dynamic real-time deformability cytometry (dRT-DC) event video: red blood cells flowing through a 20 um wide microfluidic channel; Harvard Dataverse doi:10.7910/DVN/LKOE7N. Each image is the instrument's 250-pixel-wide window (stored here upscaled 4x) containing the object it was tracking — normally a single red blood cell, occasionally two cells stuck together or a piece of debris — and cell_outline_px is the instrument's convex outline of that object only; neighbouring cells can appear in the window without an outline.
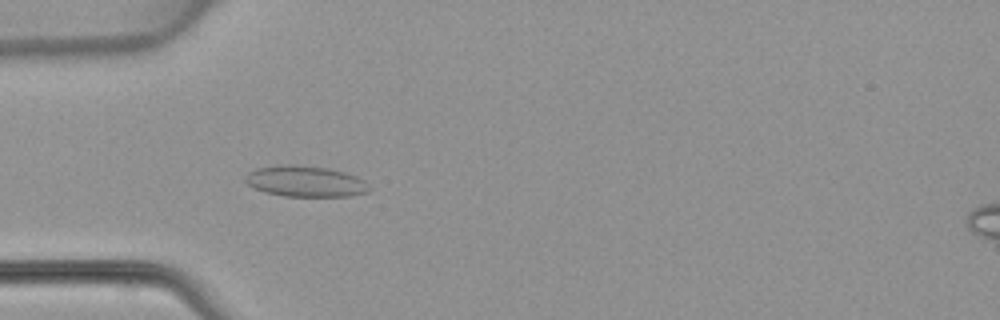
{"species": "common noctule bat (a hibernating species)", "species_latin": "Nyctalus noctula", "temperature_condition": "warm", "stored_images_in_passage": 47, "camera_frame_rate_fps": 3000, "um_per_image_px": 0.085, "animal": {"sex": "female", "body_mass_g": 22.7, "forearm_length_mm": 54.2}, "frame": {"image": 1, "passage_image": 14, "time_ms": 4.333, "image_size_px": [1000, 320], "cell_outline_px": [[372, 188], [368, 192], [352, 196], [284, 196], [264, 192], [248, 184], [244, 180], [244, 176], [248, 172], [256, 168], [280, 164], [292, 164], [332, 168], [356, 176], [364, 180]], "centroid_in_image_um": [25.97, 15.4], "position_along_channel_um": 59.0, "area_um2": 22.66}}
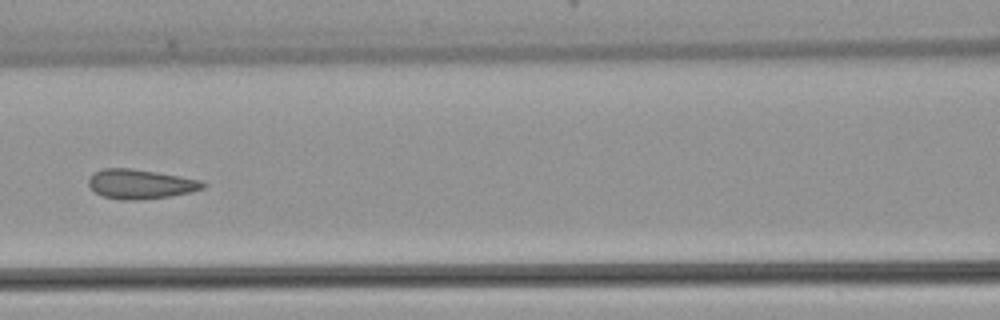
{"frame": {"image": 2, "passage_image": 21, "time_ms": 6.667, "image_size_px": [1000, 320], "cell_outline_px": [[208, 184], [204, 188], [188, 192], [168, 196], [136, 200], [124, 200], [104, 196], [96, 192], [88, 184], [88, 176], [92, 172], [104, 168], [128, 168], [156, 172], [180, 176], [200, 180]], "centroid_in_image_um": [11.91, 15.63], "position_along_channel_um": 154.7, "area_um2": 19.48}}
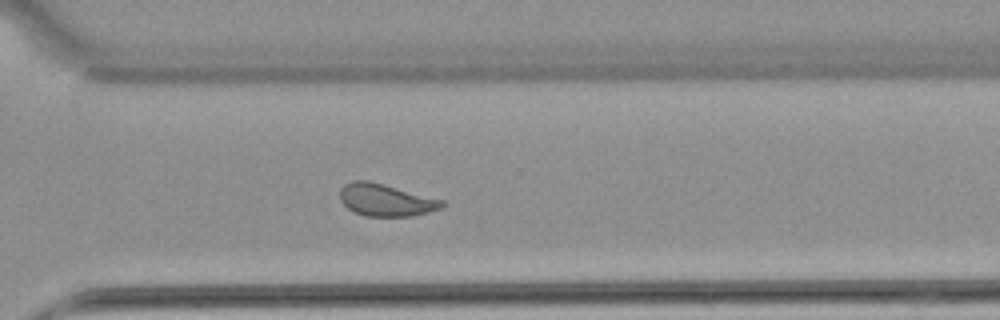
{"frame": {"image": 3, "passage_image": 34, "time_ms": 11.0, "image_size_px": [1000, 320], "cell_outline_px": [[444, 204], [440, 208], [428, 212], [412, 216], [364, 216], [348, 208], [340, 200], [340, 188], [344, 184], [352, 180], [368, 180], [384, 184], [444, 200]], "centroid_in_image_um": [32.77, 16.99], "position_along_channel_um": 337.8, "area_um2": 19.13}}